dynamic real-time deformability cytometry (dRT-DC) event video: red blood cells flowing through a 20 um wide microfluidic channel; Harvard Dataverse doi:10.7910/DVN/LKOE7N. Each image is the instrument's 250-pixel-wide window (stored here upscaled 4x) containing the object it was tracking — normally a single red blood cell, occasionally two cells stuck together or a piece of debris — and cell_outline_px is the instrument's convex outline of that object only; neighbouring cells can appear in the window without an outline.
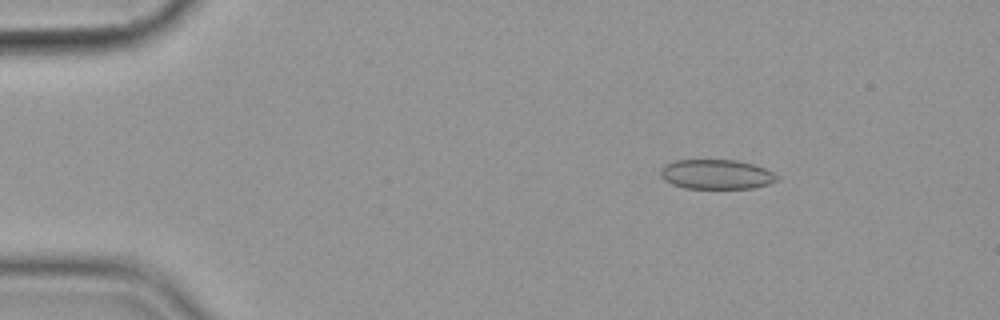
{"species": "common noctule bat (a hibernating species)", "species_latin": "Nyctalus noctula", "temperature_condition": "cold", "stored_images_in_passage": 51, "camera_frame_rate_fps": 3000, "um_per_image_px": 0.085, "animal": {"sex": "female", "body_mass_g": 19.9}, "frame": {"image": 1, "passage_image": 3, "time_ms": 0.667, "image_size_px": [1000, 320], "cell_outline_px": [[780, 176], [776, 180], [768, 184], [752, 188], [684, 188], [672, 184], [664, 180], [660, 176], [660, 168], [664, 164], [676, 160], [736, 160], [752, 164], [764, 168]], "centroid_in_image_um": [60.85, 14.81], "position_along_channel_um": 24.1, "area_um2": 20.11}}
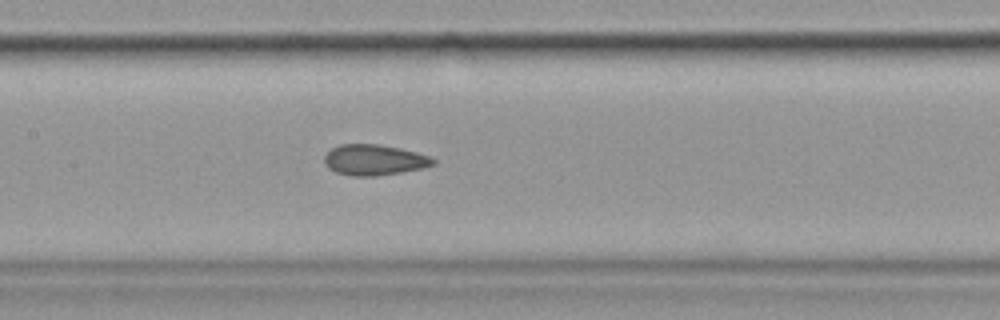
{"frame": {"image": 2, "passage_image": 22, "time_ms": 7.0, "image_size_px": [1000, 320], "cell_outline_px": [[436, 164], [424, 168], [376, 176], [352, 176], [336, 172], [328, 168], [324, 164], [324, 156], [332, 148], [340, 144], [380, 144], [400, 148], [416, 152], [428, 156], [436, 160]], "centroid_in_image_um": [31.8, 13.59], "position_along_channel_um": 175.6, "area_um2": 19.54}}
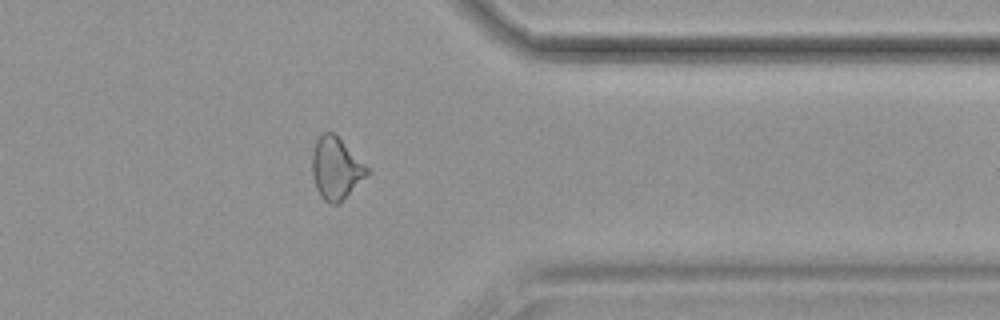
{"frame": {"image": 3, "passage_image": 40, "time_ms": 13.0, "image_size_px": [1000, 320], "cell_outline_px": [[372, 172], [368, 176], [336, 204], [328, 204], [320, 196], [316, 188], [312, 176], [312, 152], [316, 140], [324, 132], [332, 132]], "centroid_in_image_um": [28.53, 14.33], "position_along_channel_um": 382.9, "area_um2": 19.48}, "authors_computed_cell_mechanics": {"area_um2": 19.8254, "velocity_mm_per_s": 3.5929, "shape_relaxation_time_tau1_ms": null, "shape_relaxation_time_tau2_ms": 2.1481, "deformation_change_tau1": null, "deformation_change_tau2": 0.0881}}